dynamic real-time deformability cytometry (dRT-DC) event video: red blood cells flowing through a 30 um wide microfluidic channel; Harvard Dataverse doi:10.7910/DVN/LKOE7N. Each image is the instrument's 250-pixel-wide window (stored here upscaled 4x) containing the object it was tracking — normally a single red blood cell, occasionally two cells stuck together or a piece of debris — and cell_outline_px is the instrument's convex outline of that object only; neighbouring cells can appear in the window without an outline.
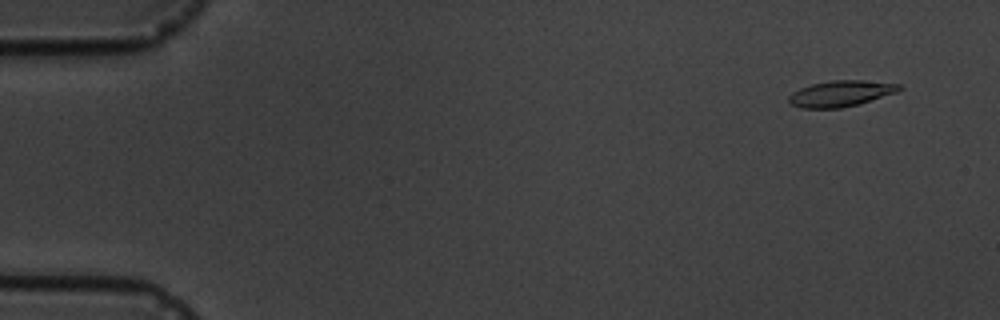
{"species": "common noctule bat (a hibernating species)", "species_latin": "Nyctalus noctula", "temperature_condition": "cold", "stored_images_in_passage": 5, "camera_frame_rate_fps": 3000, "um_per_image_px": 0.085, "animal": {"sex": "male", "body_mass_g": 19.5, "forearm_length_mm": 54.6}, "frame": {"image": 1, "passage_image": 2, "time_ms": 1.0, "image_size_px": [1000, 320], "cell_outline_px": [[904, 88], [896, 92], [856, 104], [840, 108], [800, 108], [792, 104], [788, 100], [788, 96], [792, 92], [800, 88], [812, 84], [832, 80], [864, 80], [900, 84]], "centroid_in_image_um": [71.44, 7.94], "position_along_channel_um": 13.6, "area_um2": 16.53}}
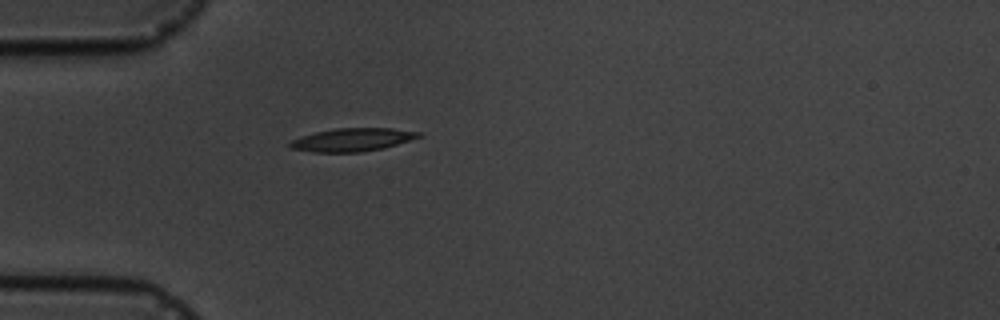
{"frame": {"image": 2, "passage_image": 5, "time_ms": 5.333, "image_size_px": [1000, 320], "cell_outline_px": [[424, 136], [396, 144], [380, 148], [360, 152], [312, 152], [292, 148], [288, 144], [292, 140], [300, 136], [316, 132], [336, 128], [392, 128], [420, 132]], "centroid_in_image_um": [29.95, 11.87], "position_along_channel_um": 55.1, "area_um2": 17.17}}